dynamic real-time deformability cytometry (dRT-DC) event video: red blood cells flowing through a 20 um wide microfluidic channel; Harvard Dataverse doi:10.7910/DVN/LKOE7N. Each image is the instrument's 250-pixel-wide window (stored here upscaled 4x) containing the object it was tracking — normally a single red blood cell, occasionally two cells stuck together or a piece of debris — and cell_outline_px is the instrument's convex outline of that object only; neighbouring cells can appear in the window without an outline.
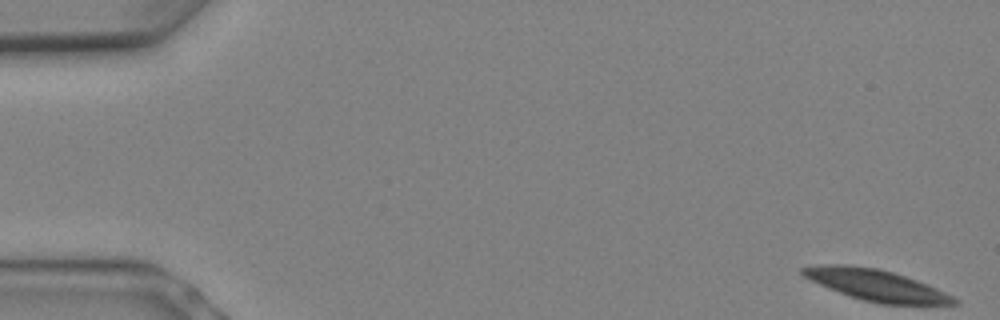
{"species": "Egyptian fruit bat (a non-hibernating species)", "species_latin": "Rousettus aegyptiacus", "temperature_condition": "warm", "stored_images_in_passage": 7, "camera_frame_rate_fps": 3000, "um_per_image_px": 0.085, "animal": {"sex": "female"}, "frame": {"image": 1, "passage_image": 1, "time_ms": 0.0, "image_size_px": [1000, 320], "cell_outline_px": [[960, 304], [880, 304], [848, 296], [828, 288], [804, 276], [800, 272], [800, 268], [828, 264], [848, 264], [876, 268], [892, 272], [928, 284], [960, 300]], "centroid_in_image_um": [74.48, 24.24], "position_along_channel_um": 10.5, "area_um2": 27.28}}
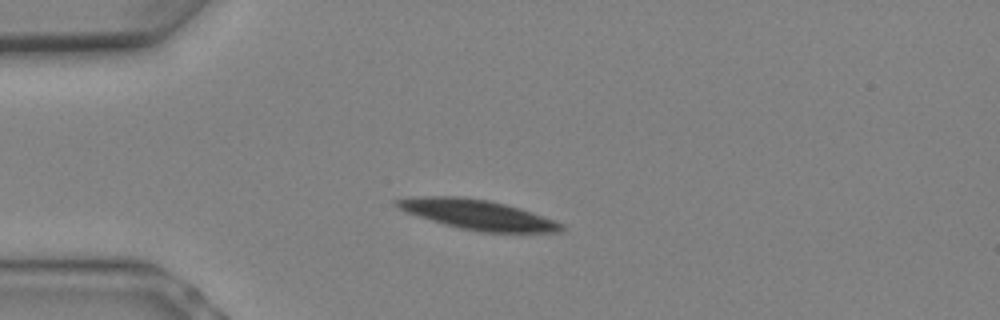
{"frame": {"image": 2, "passage_image": 6, "time_ms": 1.667, "image_size_px": [1000, 320], "cell_outline_px": [[564, 228], [560, 232], [480, 232], [460, 228], [444, 224], [404, 212], [392, 204], [392, 200], [424, 196], [460, 196], [488, 200], [520, 208], [532, 212], [564, 224]], "centroid_in_image_um": [40.55, 18.24], "position_along_channel_um": 44.4, "area_um2": 28.55}}